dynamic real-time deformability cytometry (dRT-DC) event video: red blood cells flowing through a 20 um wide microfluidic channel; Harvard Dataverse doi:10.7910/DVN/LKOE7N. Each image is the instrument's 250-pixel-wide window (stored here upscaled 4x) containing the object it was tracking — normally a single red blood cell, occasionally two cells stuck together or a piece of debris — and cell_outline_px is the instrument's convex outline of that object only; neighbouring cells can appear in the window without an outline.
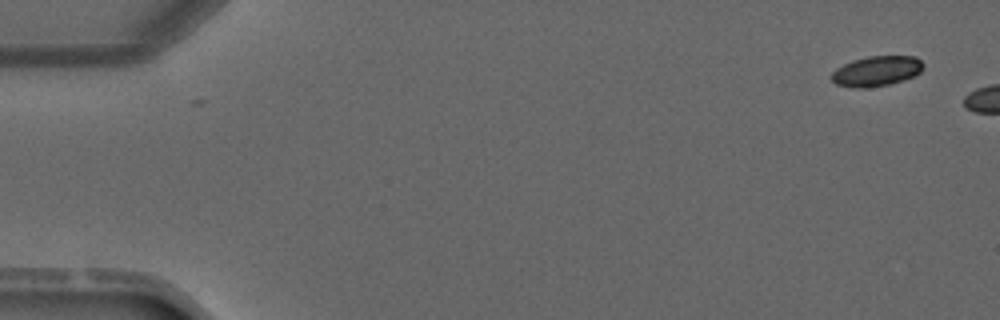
{"species": "common noctule bat (a hibernating species)", "species_latin": "Nyctalus noctula", "temperature_condition": "warm", "stored_images_in_passage": 2, "camera_frame_rate_fps": 3000, "um_per_image_px": 0.085, "animal": {"sex": "male", "forearm_length_mm": 52.5}, "frame": {"image": 1, "passage_image": 1, "time_ms": 0.0, "image_size_px": [1000, 320], "cell_outline_px": [[924, 68], [916, 76], [888, 84], [864, 88], [856, 88], [836, 84], [828, 76], [836, 68], [852, 60], [868, 56], [916, 56], [924, 64]], "centroid_in_image_um": [74.5, 6.03], "position_along_channel_um": 10.5, "area_um2": 16.24}}